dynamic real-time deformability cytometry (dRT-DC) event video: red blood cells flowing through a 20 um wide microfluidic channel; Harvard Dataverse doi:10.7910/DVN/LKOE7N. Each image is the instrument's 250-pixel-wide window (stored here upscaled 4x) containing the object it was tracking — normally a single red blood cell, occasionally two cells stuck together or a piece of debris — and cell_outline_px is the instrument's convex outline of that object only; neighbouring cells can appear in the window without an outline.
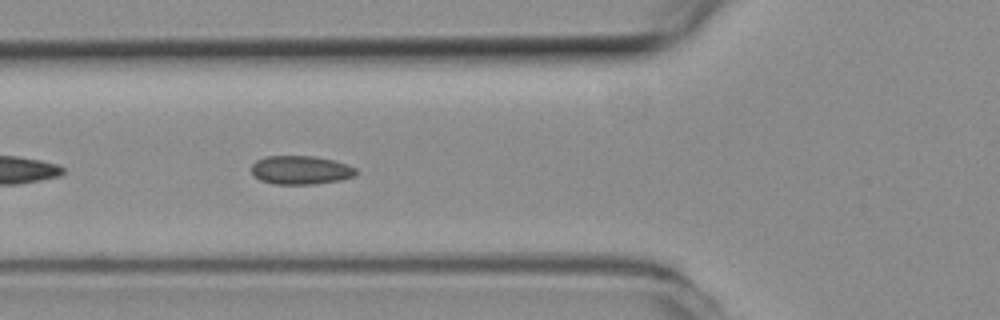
{"species": "common noctule bat (a hibernating species)", "species_latin": "Nyctalus noctula", "temperature_condition": "room temperature", "stored_images_in_passage": 11, "camera_frame_rate_fps": 3000, "um_per_image_px": 0.085, "animal": {"sex": "female", "body_mass_g": 19.3, "forearm_length_mm": 54.1}, "frame": {"image": 1, "passage_image": 5, "time_ms": 1.333, "image_size_px": [1000, 320], "cell_outline_px": [[356, 176], [340, 180], [312, 184], [272, 184], [260, 180], [252, 172], [252, 164], [256, 160], [268, 156], [312, 156], [332, 160], [348, 164], [356, 168]], "centroid_in_image_um": [25.57, 14.46], "position_along_channel_um": 100.2, "area_um2": 17.4}}
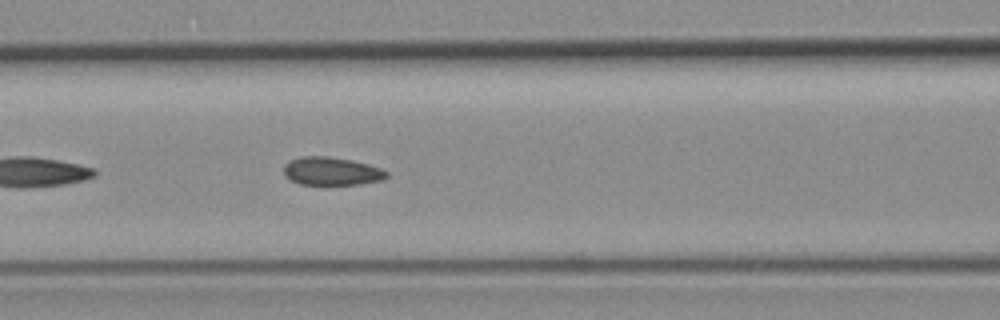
{"frame": {"image": 2, "passage_image": 8, "time_ms": 2.333, "image_size_px": [1000, 320], "cell_outline_px": [[388, 176], [384, 180], [360, 184], [300, 184], [284, 176], [284, 164], [292, 160], [304, 156], [324, 156], [352, 160], [368, 164], [380, 168], [388, 172]], "centroid_in_image_um": [28.21, 14.55], "position_along_channel_um": 138.4, "area_um2": 16.76}}